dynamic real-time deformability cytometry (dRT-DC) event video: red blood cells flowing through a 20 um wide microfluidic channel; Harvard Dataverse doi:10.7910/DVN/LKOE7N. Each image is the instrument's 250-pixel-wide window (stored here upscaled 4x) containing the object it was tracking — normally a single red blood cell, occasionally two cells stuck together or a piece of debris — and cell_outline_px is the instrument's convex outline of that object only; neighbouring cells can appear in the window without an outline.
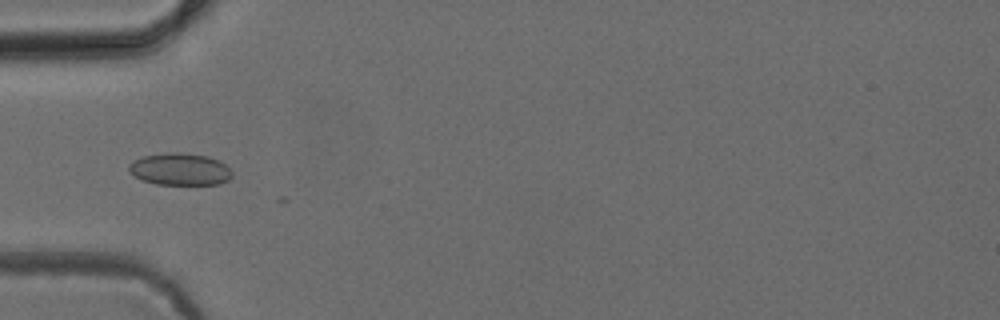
{"species": "common noctule bat (a hibernating species)", "species_latin": "Nyctalus noctula", "temperature_condition": "cold", "stored_images_in_passage": 5, "camera_frame_rate_fps": 3000, "um_per_image_px": 0.085, "animal": {"sex": "female", "body_mass_g": 24.6, "forearm_length_mm": 56.2}, "frame": {"image": 1, "passage_image": 3, "time_ms": 3.333, "image_size_px": [1000, 320], "cell_outline_px": [[232, 176], [228, 180], [220, 184], [156, 184], [144, 180], [136, 176], [128, 168], [128, 164], [132, 160], [144, 156], [168, 152], [176, 152], [208, 156], [220, 160], [232, 172]], "centroid_in_image_um": [15.31, 14.37], "position_along_channel_um": 69.7, "area_um2": 19.19}}
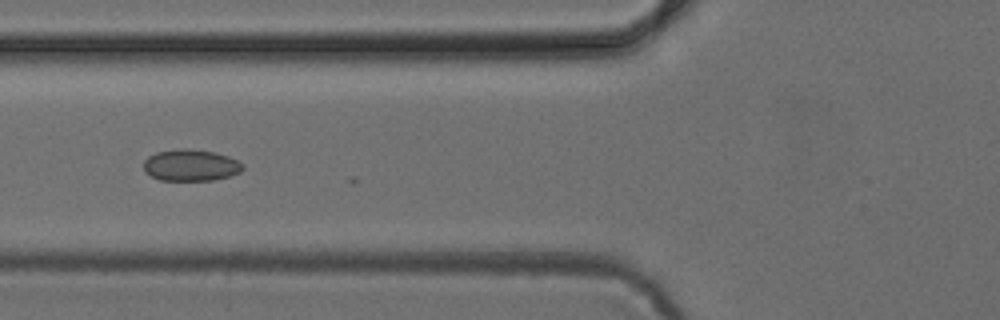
{"frame": {"image": 2, "passage_image": 4, "time_ms": 4.333, "image_size_px": [1000, 320], "cell_outline_px": [[244, 168], [240, 172], [228, 176], [212, 180], [160, 180], [144, 172], [144, 160], [148, 156], [156, 152], [184, 148], [188, 148], [216, 152], [228, 156], [244, 164]], "centroid_in_image_um": [16.21, 14.03], "position_along_channel_um": 109.6, "area_um2": 18.26}}